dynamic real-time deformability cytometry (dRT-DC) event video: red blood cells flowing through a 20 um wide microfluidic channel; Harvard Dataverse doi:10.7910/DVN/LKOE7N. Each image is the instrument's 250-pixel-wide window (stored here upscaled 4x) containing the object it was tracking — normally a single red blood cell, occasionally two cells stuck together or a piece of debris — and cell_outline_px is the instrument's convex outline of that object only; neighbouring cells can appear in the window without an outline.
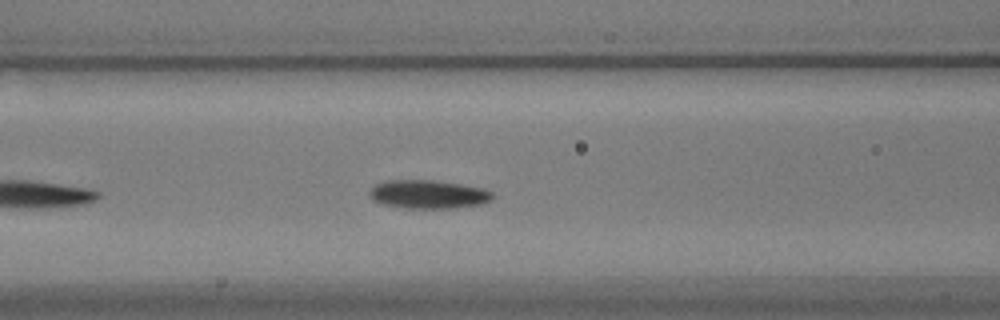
{"species": "common noctule bat (a hibernating species)", "species_latin": "Nyctalus noctula", "temperature_condition": "warm", "stored_images_in_passage": 20, "camera_frame_rate_fps": 3000, "um_per_image_px": 0.085, "animal": {"sex": "male", "body_mass_g": 17.9}, "frame": {"image": 1, "passage_image": 9, "time_ms": 2.667, "image_size_px": [1000, 320], "cell_outline_px": [[492, 200], [484, 204], [456, 208], [408, 208], [380, 204], [372, 200], [368, 196], [368, 192], [376, 184], [384, 180], [432, 180], [460, 184], [480, 188], [492, 192]], "centroid_in_image_um": [36.36, 16.52], "position_along_channel_um": 130.2, "area_um2": 20.58}}